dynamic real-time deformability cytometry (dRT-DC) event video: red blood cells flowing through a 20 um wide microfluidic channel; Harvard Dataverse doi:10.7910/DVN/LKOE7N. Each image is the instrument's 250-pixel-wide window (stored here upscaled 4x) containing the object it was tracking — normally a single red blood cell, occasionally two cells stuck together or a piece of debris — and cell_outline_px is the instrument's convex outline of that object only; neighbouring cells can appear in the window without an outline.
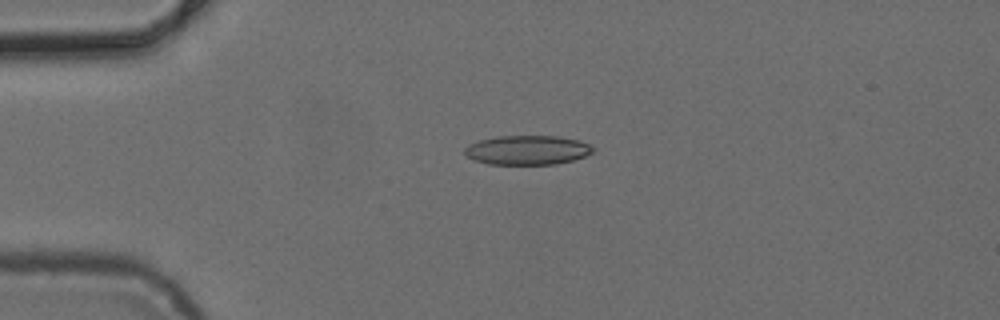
{"species": "common noctule bat (a hibernating species)", "species_latin": "Nyctalus noctula", "temperature_condition": "cold", "stored_images_in_passage": 3, "camera_frame_rate_fps": 3000, "um_per_image_px": 0.085, "animal": {"sex": "female", "body_mass_g": 24.6, "forearm_length_mm": 56.2}, "frame": {"image": 1, "passage_image": 1, "time_ms": 0.0, "image_size_px": [1000, 320], "cell_outline_px": [[596, 148], [592, 152], [584, 156], [572, 160], [556, 164], [488, 164], [476, 160], [468, 156], [464, 152], [464, 148], [468, 144], [480, 140], [496, 136], [560, 136], [580, 140]], "centroid_in_image_um": [44.84, 12.74], "position_along_channel_um": 40.2, "area_um2": 21.91}}
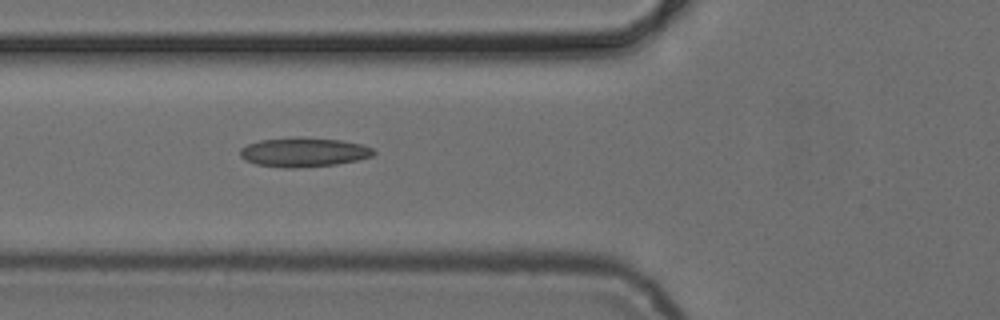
{"frame": {"image": 2, "passage_image": 3, "time_ms": 2.333, "image_size_px": [1000, 320], "cell_outline_px": [[376, 152], [372, 156], [356, 160], [336, 164], [296, 168], [284, 168], [256, 164], [244, 160], [240, 156], [240, 148], [248, 144], [260, 140], [296, 136], [300, 136], [340, 140], [360, 144], [372, 148]], "centroid_in_image_um": [25.78, 12.93], "position_along_channel_um": 100.0, "area_um2": 22.89}}